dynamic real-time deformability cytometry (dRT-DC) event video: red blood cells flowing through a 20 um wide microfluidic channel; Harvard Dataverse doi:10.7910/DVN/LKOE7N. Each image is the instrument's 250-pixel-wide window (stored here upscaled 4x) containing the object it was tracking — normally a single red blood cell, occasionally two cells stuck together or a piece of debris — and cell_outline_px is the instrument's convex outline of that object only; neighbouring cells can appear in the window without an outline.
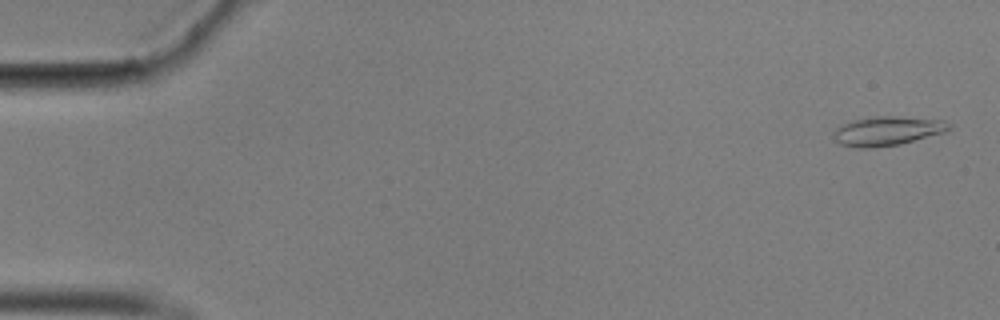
{"species": "common noctule bat (a hibernating species)", "species_latin": "Nyctalus noctula", "temperature_condition": "cold", "stored_images_in_passage": 57, "camera_frame_rate_fps": 3000, "um_per_image_px": 0.085, "animal": {"sex": "male", "body_mass_g": 17.9}, "frame": {"image": 1, "passage_image": 2, "time_ms": 0.333, "image_size_px": [1000, 320], "cell_outline_px": [[952, 128], [944, 132], [900, 144], [868, 148], [856, 148], [840, 144], [832, 136], [836, 128], [844, 124], [856, 120], [876, 116], [896, 116], [944, 120], [952, 124]], "centroid_in_image_um": [75.44, 11.13], "position_along_channel_um": 9.6, "area_um2": 19.48}}
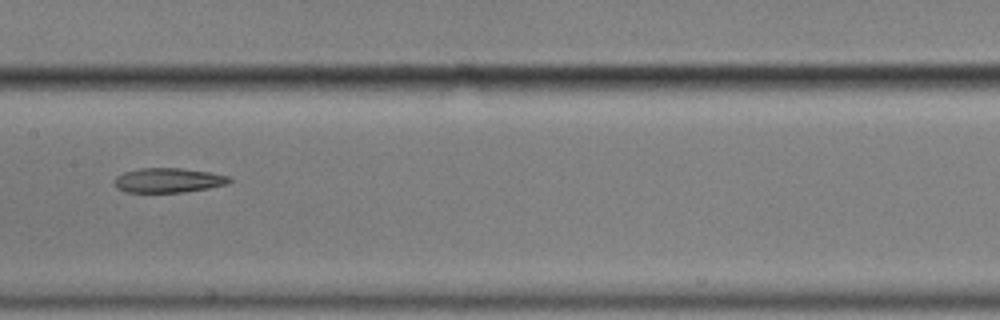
{"frame": {"image": 2, "passage_image": 29, "time_ms": 9.333, "image_size_px": [1000, 320], "cell_outline_px": [[232, 180], [228, 184], [208, 188], [180, 192], [124, 192], [116, 188], [116, 176], [124, 172], [140, 168], [180, 168], [212, 172], [228, 176]], "centroid_in_image_um": [14.32, 15.32], "position_along_channel_um": 193.1, "area_um2": 16.42}}
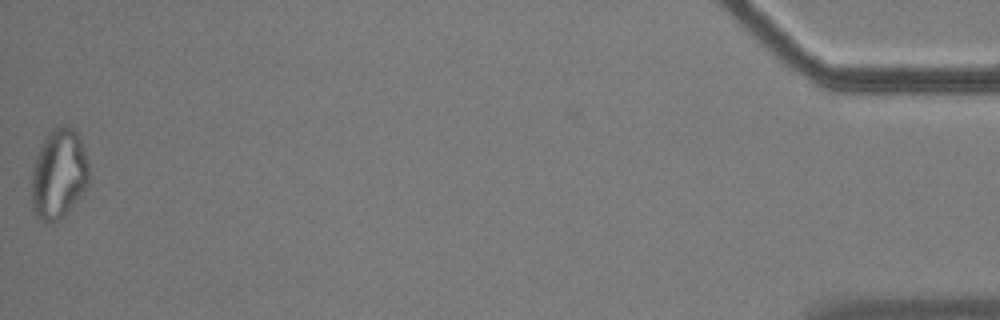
{"frame": {"image": 3, "passage_image": 57, "time_ms": 18.667, "image_size_px": [1000, 320], "cell_outline_px": [[88, 184], [80, 196], [60, 220], [52, 224], [48, 224], [36, 216], [32, 208], [32, 168], [36, 156], [44, 140], [52, 128], [64, 124], [72, 128], [76, 132], [80, 140], [88, 164]], "centroid_in_image_um": [4.97, 14.82], "position_along_channel_um": 430.2, "area_um2": 29.88}, "authors_computed_cell_mechanics": {"area_um2": 18.3804, "velocity_mm_per_s": 3.5242, "shape_relaxation_time_tau1_ms": null, "shape_relaxation_time_tau2_ms": 5.5947, "deformation_change_tau1": null, "deformation_change_tau2": 0.1538}}